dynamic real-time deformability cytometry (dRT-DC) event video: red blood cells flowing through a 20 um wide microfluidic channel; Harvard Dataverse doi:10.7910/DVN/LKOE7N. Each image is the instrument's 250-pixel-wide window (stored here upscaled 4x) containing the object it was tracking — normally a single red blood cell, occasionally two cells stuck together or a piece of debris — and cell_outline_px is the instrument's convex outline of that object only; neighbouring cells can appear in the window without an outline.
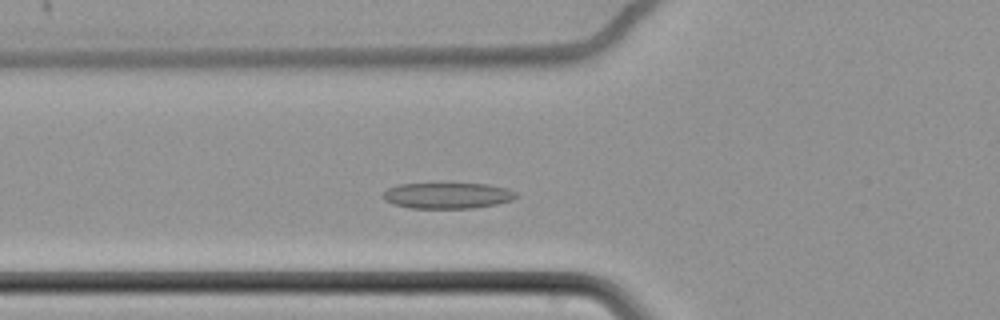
{"species": "common noctule bat (a hibernating species)", "species_latin": "Nyctalus noctula", "temperature_condition": "cold", "stored_images_in_passage": 55, "camera_frame_rate_fps": 3000, "um_per_image_px": 0.085, "animal": {"sex": "female", "body_mass_g": 22.7, "forearm_length_mm": 54.2}, "frame": {"image": 1, "passage_image": 16, "time_ms": 5.0, "image_size_px": [1000, 320], "cell_outline_px": [[516, 196], [512, 200], [496, 204], [472, 208], [408, 208], [392, 204], [384, 200], [380, 196], [388, 188], [400, 184], [488, 184], [508, 188], [516, 192]], "centroid_in_image_um": [38.0, 16.63], "position_along_channel_um": 87.8, "area_um2": 20.11}}
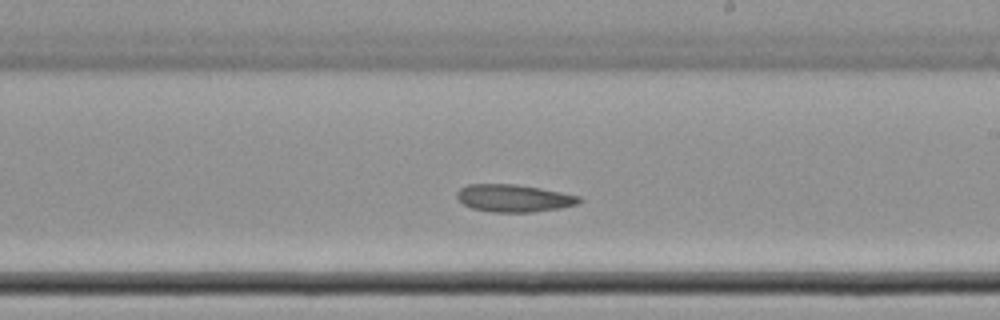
{"frame": {"image": 2, "passage_image": 30, "time_ms": 9.667, "image_size_px": [1000, 320], "cell_outline_px": [[584, 200], [576, 204], [560, 208], [532, 212], [492, 212], [472, 208], [464, 204], [456, 196], [456, 192], [460, 188], [468, 184], [516, 184], [540, 188], [580, 196]], "centroid_in_image_um": [43.67, 16.84], "position_along_channel_um": 245.3, "area_um2": 19.54}}
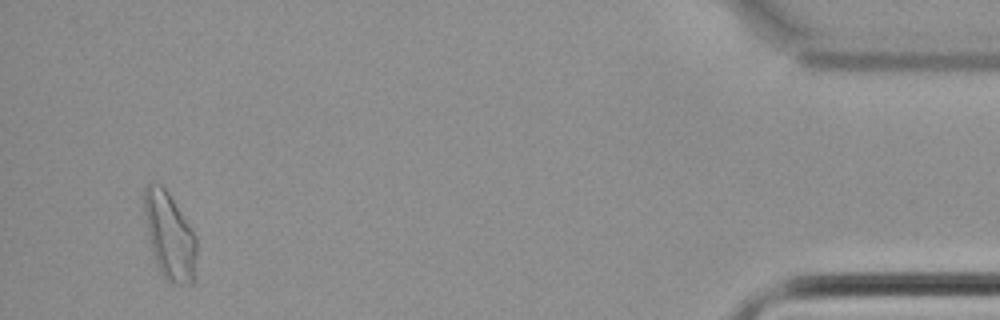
{"frame": {"image": 3, "passage_image": 52, "time_ms": 17.0, "image_size_px": [1000, 320], "cell_outline_px": [[196, 256], [192, 284], [176, 284], [168, 280], [160, 272], [156, 264], [148, 232], [144, 212], [144, 188], [148, 184], [160, 184], [168, 192], [192, 228], [196, 236]], "centroid_in_image_um": [14.42, 20.04], "position_along_channel_um": 420.8, "area_um2": 26.07}, "authors_computed_cell_mechanics": {"area_um2": 21.097, "velocity_mm_per_s": 3.3859, "shape_relaxation_time_tau1_ms": null, "shape_relaxation_time_tau2_ms": 5.9534, "deformation_change_tau1": null, "deformation_change_tau2": 0.1036}}